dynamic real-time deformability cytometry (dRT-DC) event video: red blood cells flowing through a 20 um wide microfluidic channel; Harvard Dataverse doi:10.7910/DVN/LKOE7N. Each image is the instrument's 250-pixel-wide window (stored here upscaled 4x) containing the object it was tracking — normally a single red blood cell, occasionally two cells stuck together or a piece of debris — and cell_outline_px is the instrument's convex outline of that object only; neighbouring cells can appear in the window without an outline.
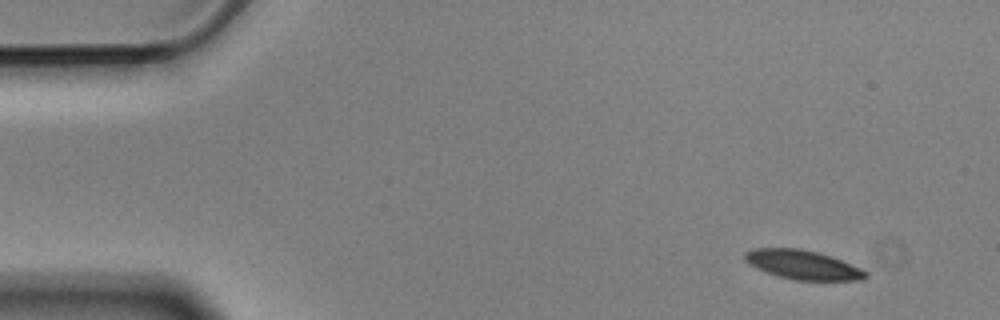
{"species": "Egyptian fruit bat (a non-hibernating species)", "species_latin": "Rousettus aegyptiacus", "temperature_condition": "cold", "stored_images_in_passage": 4, "camera_frame_rate_fps": 3000, "um_per_image_px": 0.085, "animal": {"sex": "male"}, "frame": {"image": 1, "passage_image": 1, "time_ms": 0.0, "image_size_px": [1000, 320], "cell_outline_px": [[868, 276], [860, 280], [796, 280], [776, 276], [764, 272], [748, 264], [744, 260], [744, 252], [752, 248], [800, 248], [832, 256], [860, 268], [868, 272]], "centroid_in_image_um": [68.18, 22.5], "position_along_channel_um": 16.8, "area_um2": 20.69}}
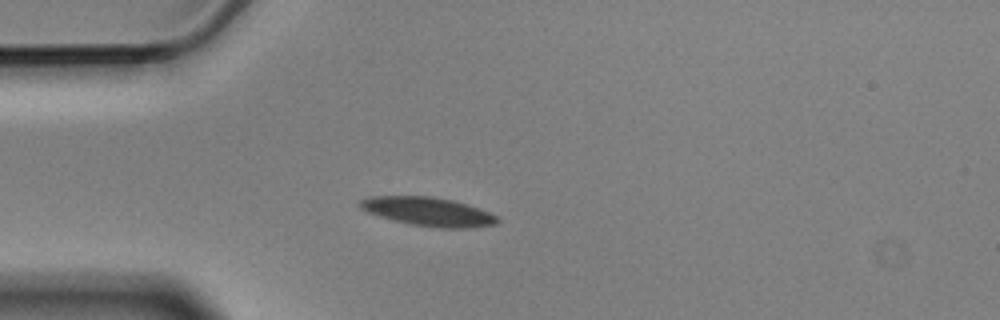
{"frame": {"image": 2, "passage_image": 4, "time_ms": 1.0, "image_size_px": [1000, 320], "cell_outline_px": [[500, 220], [496, 224], [468, 228], [440, 228], [412, 224], [380, 216], [368, 212], [360, 208], [360, 200], [368, 196], [432, 196], [452, 200], [488, 212], [496, 216]], "centroid_in_image_um": [36.38, 17.98], "position_along_channel_um": 48.6, "area_um2": 22.6}}